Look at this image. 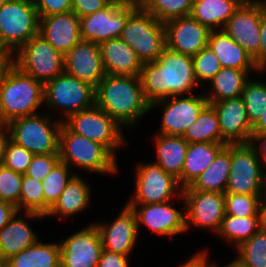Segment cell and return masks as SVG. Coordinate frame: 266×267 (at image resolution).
Segmentation results:
<instances>
[{
  "label": "cell",
  "mask_w": 266,
  "mask_h": 267,
  "mask_svg": "<svg viewBox=\"0 0 266 267\" xmlns=\"http://www.w3.org/2000/svg\"><path fill=\"white\" fill-rule=\"evenodd\" d=\"M231 168V144H227L214 161L194 181L182 190L212 191L224 193Z\"/></svg>",
  "instance_id": "26"
},
{
  "label": "cell",
  "mask_w": 266,
  "mask_h": 267,
  "mask_svg": "<svg viewBox=\"0 0 266 267\" xmlns=\"http://www.w3.org/2000/svg\"><path fill=\"white\" fill-rule=\"evenodd\" d=\"M62 121L72 132L104 145L114 156L115 149L125 144L121 125L96 105Z\"/></svg>",
  "instance_id": "10"
},
{
  "label": "cell",
  "mask_w": 266,
  "mask_h": 267,
  "mask_svg": "<svg viewBox=\"0 0 266 267\" xmlns=\"http://www.w3.org/2000/svg\"><path fill=\"white\" fill-rule=\"evenodd\" d=\"M39 17L71 11L72 0H33Z\"/></svg>",
  "instance_id": "46"
},
{
  "label": "cell",
  "mask_w": 266,
  "mask_h": 267,
  "mask_svg": "<svg viewBox=\"0 0 266 267\" xmlns=\"http://www.w3.org/2000/svg\"><path fill=\"white\" fill-rule=\"evenodd\" d=\"M95 105L129 128L151 110L140 77L130 75L106 74L95 88Z\"/></svg>",
  "instance_id": "2"
},
{
  "label": "cell",
  "mask_w": 266,
  "mask_h": 267,
  "mask_svg": "<svg viewBox=\"0 0 266 267\" xmlns=\"http://www.w3.org/2000/svg\"><path fill=\"white\" fill-rule=\"evenodd\" d=\"M9 140H10V131L8 124L0 123V164H2L3 162L4 155L6 152V147Z\"/></svg>",
  "instance_id": "53"
},
{
  "label": "cell",
  "mask_w": 266,
  "mask_h": 267,
  "mask_svg": "<svg viewBox=\"0 0 266 267\" xmlns=\"http://www.w3.org/2000/svg\"><path fill=\"white\" fill-rule=\"evenodd\" d=\"M7 1H9V0H0V6H2Z\"/></svg>",
  "instance_id": "61"
},
{
  "label": "cell",
  "mask_w": 266,
  "mask_h": 267,
  "mask_svg": "<svg viewBox=\"0 0 266 267\" xmlns=\"http://www.w3.org/2000/svg\"><path fill=\"white\" fill-rule=\"evenodd\" d=\"M263 3L243 2L223 30L254 59L260 49V21Z\"/></svg>",
  "instance_id": "17"
},
{
  "label": "cell",
  "mask_w": 266,
  "mask_h": 267,
  "mask_svg": "<svg viewBox=\"0 0 266 267\" xmlns=\"http://www.w3.org/2000/svg\"><path fill=\"white\" fill-rule=\"evenodd\" d=\"M225 193L266 196V172L251 143L231 144V168Z\"/></svg>",
  "instance_id": "8"
},
{
  "label": "cell",
  "mask_w": 266,
  "mask_h": 267,
  "mask_svg": "<svg viewBox=\"0 0 266 267\" xmlns=\"http://www.w3.org/2000/svg\"><path fill=\"white\" fill-rule=\"evenodd\" d=\"M166 47L193 57L207 47L211 30L191 16L175 18L164 23Z\"/></svg>",
  "instance_id": "19"
},
{
  "label": "cell",
  "mask_w": 266,
  "mask_h": 267,
  "mask_svg": "<svg viewBox=\"0 0 266 267\" xmlns=\"http://www.w3.org/2000/svg\"><path fill=\"white\" fill-rule=\"evenodd\" d=\"M242 1L248 3L260 2L266 4V0H242Z\"/></svg>",
  "instance_id": "59"
},
{
  "label": "cell",
  "mask_w": 266,
  "mask_h": 267,
  "mask_svg": "<svg viewBox=\"0 0 266 267\" xmlns=\"http://www.w3.org/2000/svg\"><path fill=\"white\" fill-rule=\"evenodd\" d=\"M32 157L33 154L30 151L10 139L2 164L14 172L25 174Z\"/></svg>",
  "instance_id": "44"
},
{
  "label": "cell",
  "mask_w": 266,
  "mask_h": 267,
  "mask_svg": "<svg viewBox=\"0 0 266 267\" xmlns=\"http://www.w3.org/2000/svg\"><path fill=\"white\" fill-rule=\"evenodd\" d=\"M189 144L208 142L222 143L220 125L215 109L208 104L182 136Z\"/></svg>",
  "instance_id": "34"
},
{
  "label": "cell",
  "mask_w": 266,
  "mask_h": 267,
  "mask_svg": "<svg viewBox=\"0 0 266 267\" xmlns=\"http://www.w3.org/2000/svg\"><path fill=\"white\" fill-rule=\"evenodd\" d=\"M213 267H218L216 263H213ZM225 267H249L247 264H245L242 260L238 258V256L229 262Z\"/></svg>",
  "instance_id": "56"
},
{
  "label": "cell",
  "mask_w": 266,
  "mask_h": 267,
  "mask_svg": "<svg viewBox=\"0 0 266 267\" xmlns=\"http://www.w3.org/2000/svg\"><path fill=\"white\" fill-rule=\"evenodd\" d=\"M60 267H97L103 251L100 231L93 223L61 240Z\"/></svg>",
  "instance_id": "16"
},
{
  "label": "cell",
  "mask_w": 266,
  "mask_h": 267,
  "mask_svg": "<svg viewBox=\"0 0 266 267\" xmlns=\"http://www.w3.org/2000/svg\"><path fill=\"white\" fill-rule=\"evenodd\" d=\"M252 134H266V109L259 120L252 126Z\"/></svg>",
  "instance_id": "54"
},
{
  "label": "cell",
  "mask_w": 266,
  "mask_h": 267,
  "mask_svg": "<svg viewBox=\"0 0 266 267\" xmlns=\"http://www.w3.org/2000/svg\"><path fill=\"white\" fill-rule=\"evenodd\" d=\"M155 140L157 162L154 163L178 179L182 173L189 143L182 136L159 133Z\"/></svg>",
  "instance_id": "30"
},
{
  "label": "cell",
  "mask_w": 266,
  "mask_h": 267,
  "mask_svg": "<svg viewBox=\"0 0 266 267\" xmlns=\"http://www.w3.org/2000/svg\"><path fill=\"white\" fill-rule=\"evenodd\" d=\"M207 46L216 54L221 67L257 72L253 58L223 29L210 32Z\"/></svg>",
  "instance_id": "25"
},
{
  "label": "cell",
  "mask_w": 266,
  "mask_h": 267,
  "mask_svg": "<svg viewBox=\"0 0 266 267\" xmlns=\"http://www.w3.org/2000/svg\"><path fill=\"white\" fill-rule=\"evenodd\" d=\"M169 202L171 203L167 201L152 204H127L135 212L138 232L140 225L146 226L158 235L167 237L185 232V214L182 212H185V206L177 210Z\"/></svg>",
  "instance_id": "18"
},
{
  "label": "cell",
  "mask_w": 266,
  "mask_h": 267,
  "mask_svg": "<svg viewBox=\"0 0 266 267\" xmlns=\"http://www.w3.org/2000/svg\"><path fill=\"white\" fill-rule=\"evenodd\" d=\"M194 0H139V5L160 22L190 16Z\"/></svg>",
  "instance_id": "38"
},
{
  "label": "cell",
  "mask_w": 266,
  "mask_h": 267,
  "mask_svg": "<svg viewBox=\"0 0 266 267\" xmlns=\"http://www.w3.org/2000/svg\"><path fill=\"white\" fill-rule=\"evenodd\" d=\"M64 72L96 88L106 75L99 44L81 39L64 55Z\"/></svg>",
  "instance_id": "21"
},
{
  "label": "cell",
  "mask_w": 266,
  "mask_h": 267,
  "mask_svg": "<svg viewBox=\"0 0 266 267\" xmlns=\"http://www.w3.org/2000/svg\"><path fill=\"white\" fill-rule=\"evenodd\" d=\"M90 197L89 184L81 176L76 174L45 217L57 215L60 218H65L78 214L88 207Z\"/></svg>",
  "instance_id": "31"
},
{
  "label": "cell",
  "mask_w": 266,
  "mask_h": 267,
  "mask_svg": "<svg viewBox=\"0 0 266 267\" xmlns=\"http://www.w3.org/2000/svg\"><path fill=\"white\" fill-rule=\"evenodd\" d=\"M51 118L50 114L38 113L9 122L10 139L33 155L59 153V131L63 121Z\"/></svg>",
  "instance_id": "7"
},
{
  "label": "cell",
  "mask_w": 266,
  "mask_h": 267,
  "mask_svg": "<svg viewBox=\"0 0 266 267\" xmlns=\"http://www.w3.org/2000/svg\"><path fill=\"white\" fill-rule=\"evenodd\" d=\"M44 104L61 108L65 117L95 105V88L65 72L44 85Z\"/></svg>",
  "instance_id": "11"
},
{
  "label": "cell",
  "mask_w": 266,
  "mask_h": 267,
  "mask_svg": "<svg viewBox=\"0 0 266 267\" xmlns=\"http://www.w3.org/2000/svg\"><path fill=\"white\" fill-rule=\"evenodd\" d=\"M39 15L33 0H9L0 6V49L14 55L39 34Z\"/></svg>",
  "instance_id": "6"
},
{
  "label": "cell",
  "mask_w": 266,
  "mask_h": 267,
  "mask_svg": "<svg viewBox=\"0 0 266 267\" xmlns=\"http://www.w3.org/2000/svg\"><path fill=\"white\" fill-rule=\"evenodd\" d=\"M226 146L223 143L199 142L188 145L181 176L177 179L182 188L189 186Z\"/></svg>",
  "instance_id": "28"
},
{
  "label": "cell",
  "mask_w": 266,
  "mask_h": 267,
  "mask_svg": "<svg viewBox=\"0 0 266 267\" xmlns=\"http://www.w3.org/2000/svg\"><path fill=\"white\" fill-rule=\"evenodd\" d=\"M23 174L0 164V198L1 201L9 202L17 207L19 212V200Z\"/></svg>",
  "instance_id": "43"
},
{
  "label": "cell",
  "mask_w": 266,
  "mask_h": 267,
  "mask_svg": "<svg viewBox=\"0 0 266 267\" xmlns=\"http://www.w3.org/2000/svg\"><path fill=\"white\" fill-rule=\"evenodd\" d=\"M253 60L257 71L266 70V4L264 3L260 21V49L259 54Z\"/></svg>",
  "instance_id": "48"
},
{
  "label": "cell",
  "mask_w": 266,
  "mask_h": 267,
  "mask_svg": "<svg viewBox=\"0 0 266 267\" xmlns=\"http://www.w3.org/2000/svg\"><path fill=\"white\" fill-rule=\"evenodd\" d=\"M128 256L103 249L97 267H129Z\"/></svg>",
  "instance_id": "49"
},
{
  "label": "cell",
  "mask_w": 266,
  "mask_h": 267,
  "mask_svg": "<svg viewBox=\"0 0 266 267\" xmlns=\"http://www.w3.org/2000/svg\"><path fill=\"white\" fill-rule=\"evenodd\" d=\"M263 224L266 227V198L263 202Z\"/></svg>",
  "instance_id": "58"
},
{
  "label": "cell",
  "mask_w": 266,
  "mask_h": 267,
  "mask_svg": "<svg viewBox=\"0 0 266 267\" xmlns=\"http://www.w3.org/2000/svg\"><path fill=\"white\" fill-rule=\"evenodd\" d=\"M260 142V148L257 143ZM250 143L254 146L255 150L257 151L258 158L260 162L266 164V134H252ZM263 160V162H262Z\"/></svg>",
  "instance_id": "52"
},
{
  "label": "cell",
  "mask_w": 266,
  "mask_h": 267,
  "mask_svg": "<svg viewBox=\"0 0 266 267\" xmlns=\"http://www.w3.org/2000/svg\"><path fill=\"white\" fill-rule=\"evenodd\" d=\"M29 218H45L42 181L23 174L19 200V213Z\"/></svg>",
  "instance_id": "36"
},
{
  "label": "cell",
  "mask_w": 266,
  "mask_h": 267,
  "mask_svg": "<svg viewBox=\"0 0 266 267\" xmlns=\"http://www.w3.org/2000/svg\"><path fill=\"white\" fill-rule=\"evenodd\" d=\"M44 104V85L11 63L0 79V123L38 114Z\"/></svg>",
  "instance_id": "3"
},
{
  "label": "cell",
  "mask_w": 266,
  "mask_h": 267,
  "mask_svg": "<svg viewBox=\"0 0 266 267\" xmlns=\"http://www.w3.org/2000/svg\"><path fill=\"white\" fill-rule=\"evenodd\" d=\"M209 104L204 94L187 97L172 96L151 104V110L163 106V116L159 134L183 136L186 129L194 123L201 111Z\"/></svg>",
  "instance_id": "15"
},
{
  "label": "cell",
  "mask_w": 266,
  "mask_h": 267,
  "mask_svg": "<svg viewBox=\"0 0 266 267\" xmlns=\"http://www.w3.org/2000/svg\"><path fill=\"white\" fill-rule=\"evenodd\" d=\"M242 0H194L190 16L211 31L223 29Z\"/></svg>",
  "instance_id": "29"
},
{
  "label": "cell",
  "mask_w": 266,
  "mask_h": 267,
  "mask_svg": "<svg viewBox=\"0 0 266 267\" xmlns=\"http://www.w3.org/2000/svg\"><path fill=\"white\" fill-rule=\"evenodd\" d=\"M266 196L225 193V214L234 217L263 216Z\"/></svg>",
  "instance_id": "39"
},
{
  "label": "cell",
  "mask_w": 266,
  "mask_h": 267,
  "mask_svg": "<svg viewBox=\"0 0 266 267\" xmlns=\"http://www.w3.org/2000/svg\"><path fill=\"white\" fill-rule=\"evenodd\" d=\"M250 124L253 126L266 109V83L248 80L241 95Z\"/></svg>",
  "instance_id": "41"
},
{
  "label": "cell",
  "mask_w": 266,
  "mask_h": 267,
  "mask_svg": "<svg viewBox=\"0 0 266 267\" xmlns=\"http://www.w3.org/2000/svg\"><path fill=\"white\" fill-rule=\"evenodd\" d=\"M110 2L118 3L120 5L139 3V0H109Z\"/></svg>",
  "instance_id": "57"
},
{
  "label": "cell",
  "mask_w": 266,
  "mask_h": 267,
  "mask_svg": "<svg viewBox=\"0 0 266 267\" xmlns=\"http://www.w3.org/2000/svg\"><path fill=\"white\" fill-rule=\"evenodd\" d=\"M71 167L66 163L59 162L52 171L42 180L44 194V216L58 200L68 183L76 174H71Z\"/></svg>",
  "instance_id": "37"
},
{
  "label": "cell",
  "mask_w": 266,
  "mask_h": 267,
  "mask_svg": "<svg viewBox=\"0 0 266 267\" xmlns=\"http://www.w3.org/2000/svg\"><path fill=\"white\" fill-rule=\"evenodd\" d=\"M39 18V34L62 55L81 40L80 18L72 10Z\"/></svg>",
  "instance_id": "23"
},
{
  "label": "cell",
  "mask_w": 266,
  "mask_h": 267,
  "mask_svg": "<svg viewBox=\"0 0 266 267\" xmlns=\"http://www.w3.org/2000/svg\"><path fill=\"white\" fill-rule=\"evenodd\" d=\"M100 231L103 249L129 256L138 236L135 212L127 204L111 224H95Z\"/></svg>",
  "instance_id": "22"
},
{
  "label": "cell",
  "mask_w": 266,
  "mask_h": 267,
  "mask_svg": "<svg viewBox=\"0 0 266 267\" xmlns=\"http://www.w3.org/2000/svg\"><path fill=\"white\" fill-rule=\"evenodd\" d=\"M12 63V56L5 50L0 49V79L5 69Z\"/></svg>",
  "instance_id": "55"
},
{
  "label": "cell",
  "mask_w": 266,
  "mask_h": 267,
  "mask_svg": "<svg viewBox=\"0 0 266 267\" xmlns=\"http://www.w3.org/2000/svg\"><path fill=\"white\" fill-rule=\"evenodd\" d=\"M12 55V63L45 85L64 72V55L40 34L29 39Z\"/></svg>",
  "instance_id": "9"
},
{
  "label": "cell",
  "mask_w": 266,
  "mask_h": 267,
  "mask_svg": "<svg viewBox=\"0 0 266 267\" xmlns=\"http://www.w3.org/2000/svg\"><path fill=\"white\" fill-rule=\"evenodd\" d=\"M251 71L239 70L236 68L222 67L210 81L212 93L205 94L208 102H217L230 98H237L242 95L245 84L249 80L247 75Z\"/></svg>",
  "instance_id": "32"
},
{
  "label": "cell",
  "mask_w": 266,
  "mask_h": 267,
  "mask_svg": "<svg viewBox=\"0 0 266 267\" xmlns=\"http://www.w3.org/2000/svg\"><path fill=\"white\" fill-rule=\"evenodd\" d=\"M58 152L61 162L69 167L74 164L99 174H113L118 170L117 157L104 145L72 132L64 123L59 131Z\"/></svg>",
  "instance_id": "4"
},
{
  "label": "cell",
  "mask_w": 266,
  "mask_h": 267,
  "mask_svg": "<svg viewBox=\"0 0 266 267\" xmlns=\"http://www.w3.org/2000/svg\"><path fill=\"white\" fill-rule=\"evenodd\" d=\"M109 3V0H72L71 10L81 18L102 10Z\"/></svg>",
  "instance_id": "47"
},
{
  "label": "cell",
  "mask_w": 266,
  "mask_h": 267,
  "mask_svg": "<svg viewBox=\"0 0 266 267\" xmlns=\"http://www.w3.org/2000/svg\"><path fill=\"white\" fill-rule=\"evenodd\" d=\"M209 104L217 113L223 144L250 143L252 125L241 96Z\"/></svg>",
  "instance_id": "20"
},
{
  "label": "cell",
  "mask_w": 266,
  "mask_h": 267,
  "mask_svg": "<svg viewBox=\"0 0 266 267\" xmlns=\"http://www.w3.org/2000/svg\"><path fill=\"white\" fill-rule=\"evenodd\" d=\"M6 267H60V245L41 243L38 240L34 245L8 259Z\"/></svg>",
  "instance_id": "33"
},
{
  "label": "cell",
  "mask_w": 266,
  "mask_h": 267,
  "mask_svg": "<svg viewBox=\"0 0 266 267\" xmlns=\"http://www.w3.org/2000/svg\"><path fill=\"white\" fill-rule=\"evenodd\" d=\"M186 231L192 225L218 233L225 216V194L212 191L182 190Z\"/></svg>",
  "instance_id": "14"
},
{
  "label": "cell",
  "mask_w": 266,
  "mask_h": 267,
  "mask_svg": "<svg viewBox=\"0 0 266 267\" xmlns=\"http://www.w3.org/2000/svg\"><path fill=\"white\" fill-rule=\"evenodd\" d=\"M236 249L238 258L249 267H266V227L263 225Z\"/></svg>",
  "instance_id": "40"
},
{
  "label": "cell",
  "mask_w": 266,
  "mask_h": 267,
  "mask_svg": "<svg viewBox=\"0 0 266 267\" xmlns=\"http://www.w3.org/2000/svg\"><path fill=\"white\" fill-rule=\"evenodd\" d=\"M60 161L59 153L33 155L24 175L42 181Z\"/></svg>",
  "instance_id": "45"
},
{
  "label": "cell",
  "mask_w": 266,
  "mask_h": 267,
  "mask_svg": "<svg viewBox=\"0 0 266 267\" xmlns=\"http://www.w3.org/2000/svg\"><path fill=\"white\" fill-rule=\"evenodd\" d=\"M263 225V216L234 217L225 214L217 234L226 241L232 242L237 248L250 239Z\"/></svg>",
  "instance_id": "35"
},
{
  "label": "cell",
  "mask_w": 266,
  "mask_h": 267,
  "mask_svg": "<svg viewBox=\"0 0 266 267\" xmlns=\"http://www.w3.org/2000/svg\"><path fill=\"white\" fill-rule=\"evenodd\" d=\"M19 213L17 207L9 202L0 201V230Z\"/></svg>",
  "instance_id": "50"
},
{
  "label": "cell",
  "mask_w": 266,
  "mask_h": 267,
  "mask_svg": "<svg viewBox=\"0 0 266 267\" xmlns=\"http://www.w3.org/2000/svg\"><path fill=\"white\" fill-rule=\"evenodd\" d=\"M120 38L132 47L142 63L158 60L166 48L164 23L140 5L130 13Z\"/></svg>",
  "instance_id": "5"
},
{
  "label": "cell",
  "mask_w": 266,
  "mask_h": 267,
  "mask_svg": "<svg viewBox=\"0 0 266 267\" xmlns=\"http://www.w3.org/2000/svg\"><path fill=\"white\" fill-rule=\"evenodd\" d=\"M207 251H199L180 267H213V263H208Z\"/></svg>",
  "instance_id": "51"
},
{
  "label": "cell",
  "mask_w": 266,
  "mask_h": 267,
  "mask_svg": "<svg viewBox=\"0 0 266 267\" xmlns=\"http://www.w3.org/2000/svg\"><path fill=\"white\" fill-rule=\"evenodd\" d=\"M139 77L150 105L172 96L192 94L195 85L199 86L194 74L193 58L167 47L158 60L143 63Z\"/></svg>",
  "instance_id": "1"
},
{
  "label": "cell",
  "mask_w": 266,
  "mask_h": 267,
  "mask_svg": "<svg viewBox=\"0 0 266 267\" xmlns=\"http://www.w3.org/2000/svg\"><path fill=\"white\" fill-rule=\"evenodd\" d=\"M194 74L198 84L210 82L222 68L216 54L207 46L193 57Z\"/></svg>",
  "instance_id": "42"
},
{
  "label": "cell",
  "mask_w": 266,
  "mask_h": 267,
  "mask_svg": "<svg viewBox=\"0 0 266 267\" xmlns=\"http://www.w3.org/2000/svg\"><path fill=\"white\" fill-rule=\"evenodd\" d=\"M99 48L106 74L140 76L143 63L120 37L100 43Z\"/></svg>",
  "instance_id": "24"
},
{
  "label": "cell",
  "mask_w": 266,
  "mask_h": 267,
  "mask_svg": "<svg viewBox=\"0 0 266 267\" xmlns=\"http://www.w3.org/2000/svg\"><path fill=\"white\" fill-rule=\"evenodd\" d=\"M138 5V3L120 5L110 2L102 10L81 17V39L100 44L112 38H119L130 13Z\"/></svg>",
  "instance_id": "13"
},
{
  "label": "cell",
  "mask_w": 266,
  "mask_h": 267,
  "mask_svg": "<svg viewBox=\"0 0 266 267\" xmlns=\"http://www.w3.org/2000/svg\"><path fill=\"white\" fill-rule=\"evenodd\" d=\"M18 213L0 230V257L7 261L38 241L35 231Z\"/></svg>",
  "instance_id": "27"
},
{
  "label": "cell",
  "mask_w": 266,
  "mask_h": 267,
  "mask_svg": "<svg viewBox=\"0 0 266 267\" xmlns=\"http://www.w3.org/2000/svg\"><path fill=\"white\" fill-rule=\"evenodd\" d=\"M136 170L134 198L132 196L127 204L164 203L171 201L177 193L180 198L183 188L178 180L157 163H140Z\"/></svg>",
  "instance_id": "12"
},
{
  "label": "cell",
  "mask_w": 266,
  "mask_h": 267,
  "mask_svg": "<svg viewBox=\"0 0 266 267\" xmlns=\"http://www.w3.org/2000/svg\"><path fill=\"white\" fill-rule=\"evenodd\" d=\"M0 267H6V261L0 257Z\"/></svg>",
  "instance_id": "60"
}]
</instances>
